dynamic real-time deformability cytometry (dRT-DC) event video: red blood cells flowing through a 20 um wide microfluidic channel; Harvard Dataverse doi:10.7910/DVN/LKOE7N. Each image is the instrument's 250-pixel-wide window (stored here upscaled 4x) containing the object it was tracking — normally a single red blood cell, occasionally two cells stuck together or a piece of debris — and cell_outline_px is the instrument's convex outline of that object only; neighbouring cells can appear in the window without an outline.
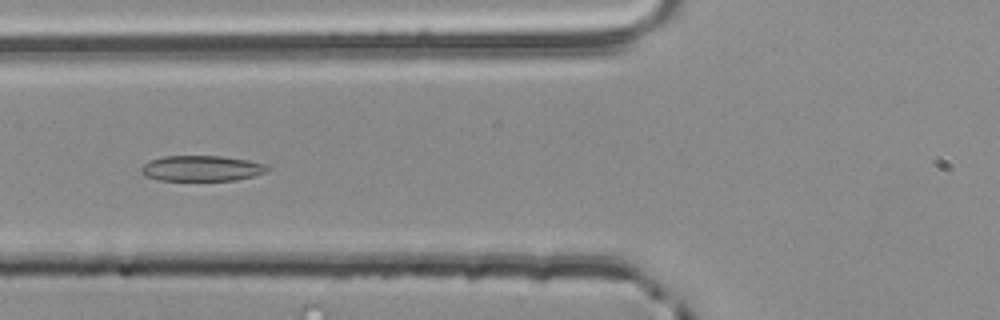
{"species": "common noctule bat (a hibernating species)", "species_latin": "Nyctalus noctula", "temperature_condition": "room temperature", "stored_images_in_passage": 26, "camera_frame_rate_fps": 3000, "um_per_image_px": 0.085, "animal": {"sex": "male", "body_mass_g": 20.4}, "frame": {"image": 1, "passage_image": 11, "time_ms": 3.333, "image_size_px": [1000, 320], "cell_outline_px": [[272, 168], [264, 172], [252, 176], [236, 180], [160, 180], [144, 176], [140, 172], [140, 168], [148, 160], [164, 156], [224, 156], [248, 160], [268, 164]], "centroid_in_image_um": [17.13, 14.3], "position_along_channel_um": 108.7, "area_um2": 18.96}}
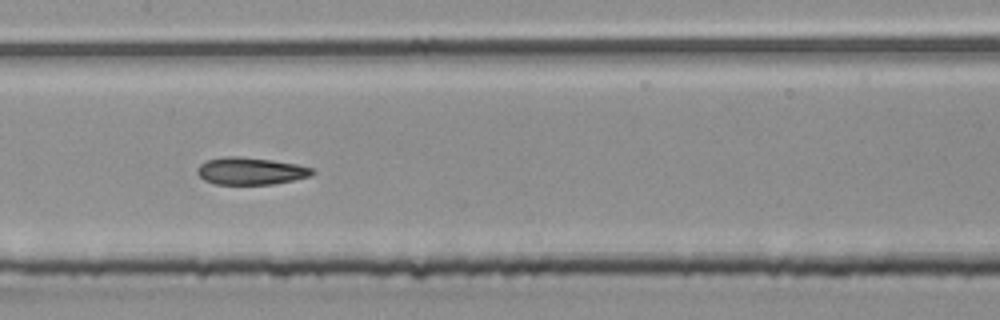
{"frame": {"image": 2, "passage_image": 17, "time_ms": 5.333, "image_size_px": [1000, 320], "cell_outline_px": [[316, 172], [312, 176], [272, 184], [216, 184], [204, 180], [196, 172], [196, 168], [204, 160], [224, 156], [240, 156], [272, 160], [296, 164], [312, 168]], "centroid_in_image_um": [21.27, 14.52], "position_along_channel_um": 186.1, "area_um2": 18.38}}
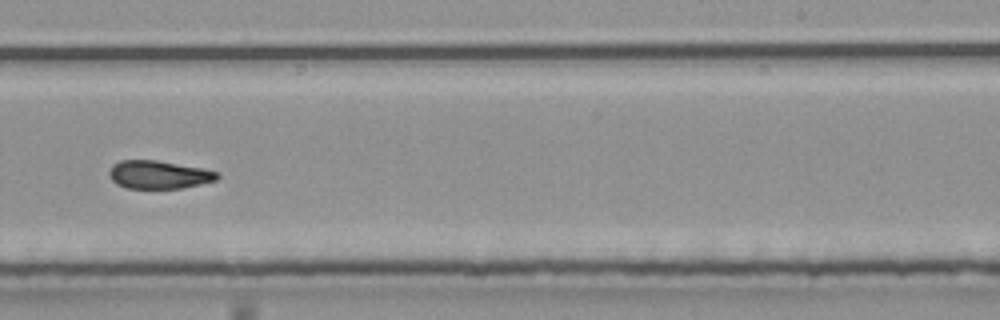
{"frame": {"image": 3, "passage_image": 24, "time_ms": 7.667, "image_size_px": [1000, 320], "cell_outline_px": [[220, 176], [216, 180], [200, 184], [180, 188], [124, 188], [116, 184], [108, 176], [108, 172], [112, 164], [120, 160], [156, 160], [204, 168], [220, 172]], "centroid_in_image_um": [13.48, 14.84], "position_along_channel_um": 275.5, "area_um2": 17.92}}